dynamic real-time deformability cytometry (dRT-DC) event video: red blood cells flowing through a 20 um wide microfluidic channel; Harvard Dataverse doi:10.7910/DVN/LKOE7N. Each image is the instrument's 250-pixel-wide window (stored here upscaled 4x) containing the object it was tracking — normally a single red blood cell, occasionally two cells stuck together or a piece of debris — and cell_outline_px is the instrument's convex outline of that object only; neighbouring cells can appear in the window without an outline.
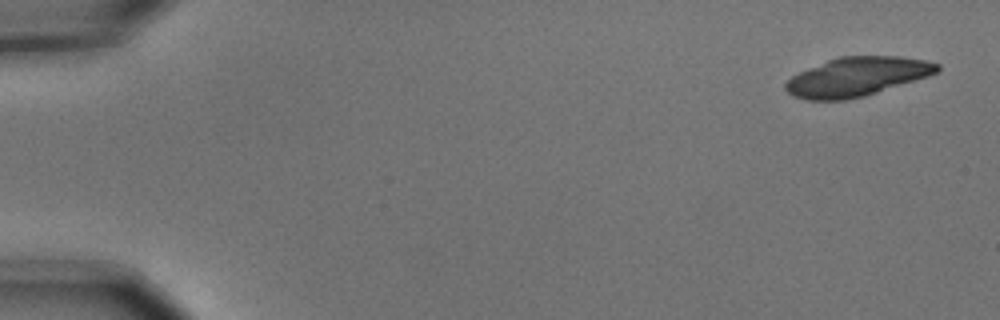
{"species": "common noctule bat (a hibernating species)", "species_latin": "Nyctalus noctula", "temperature_condition": "cold", "stored_images_in_passage": 4, "camera_frame_rate_fps": 3000, "um_per_image_px": 0.085, "animal": {"sex": "male", "body_mass_g": 15.6}, "frame": {"image": 1, "passage_image": 1, "time_ms": 0.0, "image_size_px": [1000, 320], "cell_outline_px": [[940, 68], [936, 72], [928, 76], [864, 96], [844, 100], [804, 100], [792, 96], [784, 88], [784, 84], [792, 76], [808, 68], [828, 60], [840, 56], [900, 56], [924, 60], [940, 64]], "centroid_in_image_um": [72.81, 6.52], "position_along_channel_um": 12.2, "area_um2": 34.22}}